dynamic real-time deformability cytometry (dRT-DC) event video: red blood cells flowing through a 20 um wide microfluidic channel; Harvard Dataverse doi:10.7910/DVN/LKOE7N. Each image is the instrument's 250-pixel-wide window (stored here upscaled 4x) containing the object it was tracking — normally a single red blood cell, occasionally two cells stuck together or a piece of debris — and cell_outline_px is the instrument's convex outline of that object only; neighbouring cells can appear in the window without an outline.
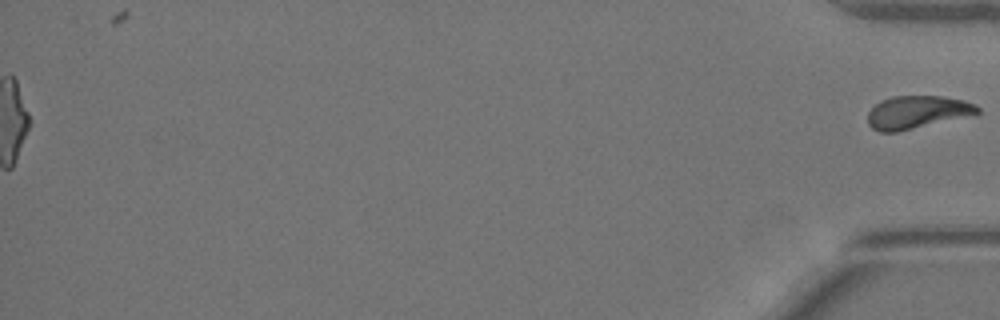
{"species": "Egyptian fruit bat (a non-hibernating species)", "species_latin": "Rousettus aegyptiacus", "temperature_condition": "warm", "stored_images_in_passage": 51, "segment_of_instrument_passage": [2, 2], "camera_frame_rate_fps": 3000, "um_per_image_px": 0.085, "animal": {"sex": "female"}, "frame": {"image": 1, "passage_image": 51, "time_ms": 16.667, "image_size_px": [1000, 320], "cell_outline_px": [[980, 112], [896, 132], [880, 132], [872, 128], [868, 124], [868, 112], [880, 100], [892, 96], [944, 96], [964, 100], [976, 104], [980, 108]], "centroid_in_image_um": [77.91, 9.51], "position_along_channel_um": 357.3, "area_um2": 20.63}}